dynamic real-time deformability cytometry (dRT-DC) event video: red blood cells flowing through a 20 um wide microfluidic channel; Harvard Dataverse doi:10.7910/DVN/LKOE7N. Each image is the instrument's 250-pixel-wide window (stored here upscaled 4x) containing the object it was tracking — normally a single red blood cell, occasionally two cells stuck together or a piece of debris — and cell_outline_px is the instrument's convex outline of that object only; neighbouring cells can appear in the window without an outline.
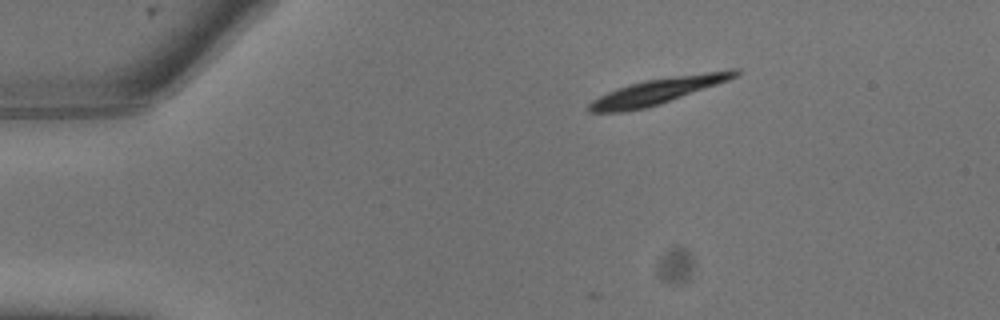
{"species": "common noctule bat (a hibernating species)", "species_latin": "Nyctalus noctula", "temperature_condition": "warm", "stored_images_in_passage": 13, "camera_frame_rate_fps": 3000, "um_per_image_px": 0.085, "animal": {"sex": "male", "body_mass_g": 13.3}, "frame": {"image": 1, "passage_image": 1, "time_ms": 0.0, "image_size_px": [1000, 320], "cell_outline_px": [[740, 72], [736, 76], [728, 80], [660, 104], [648, 108], [624, 112], [588, 112], [588, 104], [592, 100], [616, 88], [628, 84], [644, 80], [728, 68], [740, 68]], "centroid_in_image_um": [55.93, 7.72], "position_along_channel_um": 29.1, "area_um2": 22.25}}
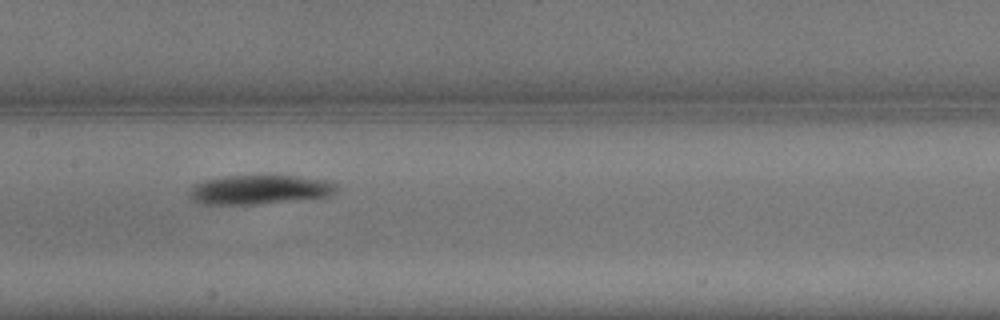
{"frame": {"image": 2, "passage_image": 9, "time_ms": 2.667, "image_size_px": [1000, 320], "cell_outline_px": [[336, 188], [332, 196], [256, 204], [204, 204], [192, 200], [188, 196], [192, 188], [196, 184], [204, 180], [220, 176], [260, 172], [272, 172], [332, 180], [336, 184]], "centroid_in_image_um": [22.11, 16.04], "position_along_channel_um": 185.3, "area_um2": 26.47}}
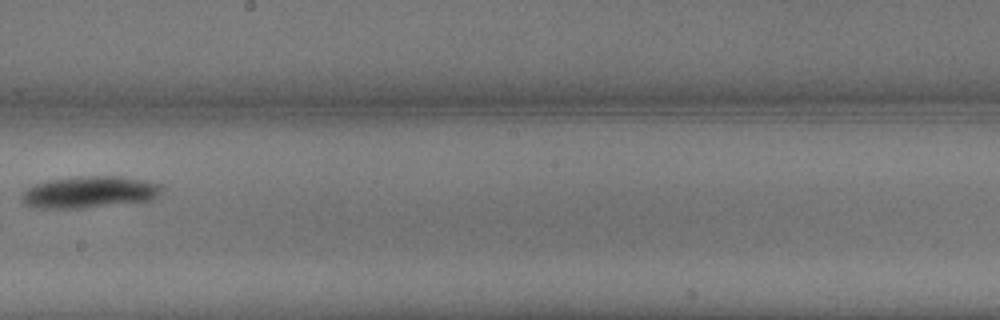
{"frame": {"image": 3, "passage_image": 11, "time_ms": 3.333, "image_size_px": [1000, 320], "cell_outline_px": [[164, 188], [152, 200], [84, 208], [36, 208], [24, 204], [20, 200], [20, 196], [28, 188], [36, 184], [48, 180], [72, 176], [120, 176], [144, 180], [160, 184]], "centroid_in_image_um": [7.58, 16.32], "position_along_channel_um": 240.6, "area_um2": 26.07}}